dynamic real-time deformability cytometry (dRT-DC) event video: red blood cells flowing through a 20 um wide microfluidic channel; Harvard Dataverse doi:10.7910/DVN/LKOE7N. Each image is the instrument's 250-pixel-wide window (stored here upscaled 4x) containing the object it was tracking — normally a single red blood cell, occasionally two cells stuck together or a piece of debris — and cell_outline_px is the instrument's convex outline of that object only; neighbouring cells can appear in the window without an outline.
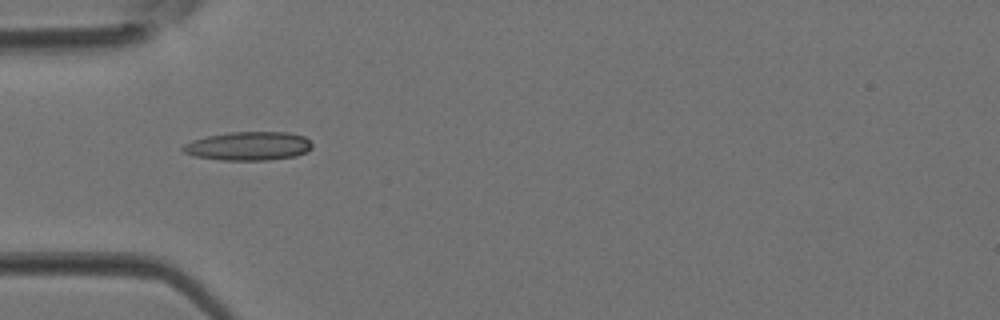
{"species": "Egyptian fruit bat (a non-hibernating species)", "species_latin": "Rousettus aegyptiacus", "temperature_condition": "room temperature", "stored_images_in_passage": 5, "camera_frame_rate_fps": 3000, "um_per_image_px": 0.085, "animal": {"sex": "female"}, "frame": {"image": 1, "passage_image": 4, "time_ms": 1.0, "image_size_px": [1000, 320], "cell_outline_px": [[312, 148], [296, 156], [268, 160], [220, 160], [196, 156], [184, 152], [180, 148], [184, 144], [192, 140], [208, 136], [232, 132], [288, 132], [304, 136], [312, 144]], "centroid_in_image_um": [21.12, 12.41], "position_along_channel_um": 63.9, "area_um2": 21.5}}
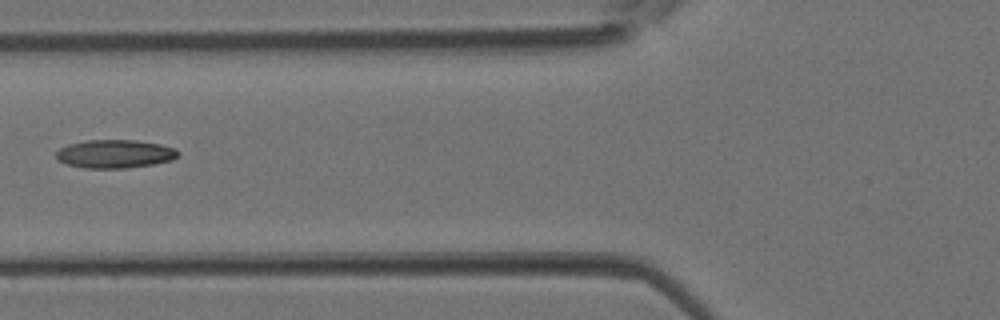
{"frame": {"image": 2, "passage_image": 5, "time_ms": 1.333, "image_size_px": [1000, 320], "cell_outline_px": [[180, 152], [172, 160], [152, 164], [128, 168], [84, 168], [64, 164], [56, 156], [56, 152], [60, 148], [68, 144], [88, 140], [136, 140], [160, 144], [176, 148]], "centroid_in_image_um": [9.76, 13.08], "position_along_channel_um": 116.0, "area_um2": 20.17}}